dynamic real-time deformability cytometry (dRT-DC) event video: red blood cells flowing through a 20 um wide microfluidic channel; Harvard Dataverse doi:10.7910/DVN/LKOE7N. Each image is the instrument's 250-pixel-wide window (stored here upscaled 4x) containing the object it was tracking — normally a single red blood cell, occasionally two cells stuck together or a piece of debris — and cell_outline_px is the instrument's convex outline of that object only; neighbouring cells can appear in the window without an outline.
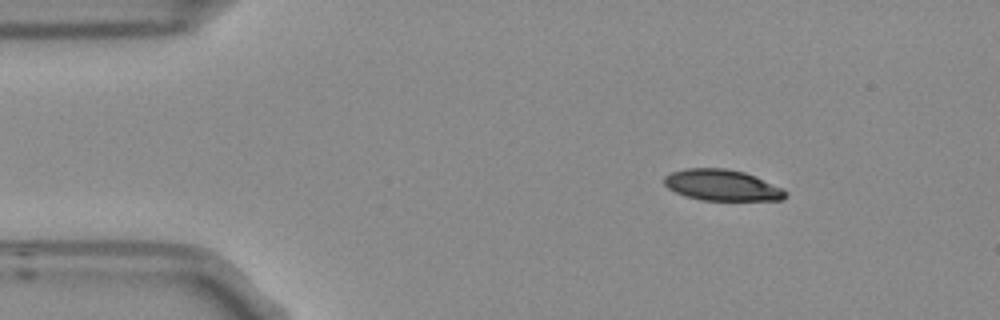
{"species": "Egyptian fruit bat (a non-hibernating species)", "species_latin": "Rousettus aegyptiacus", "temperature_condition": "room temperature", "stored_images_in_passage": 3, "segment_of_instrument_passage": [1, 2], "camera_frame_rate_fps": 3000, "um_per_image_px": 0.085, "frame": {"image": 1, "passage_image": 1, "time_ms": 0.0, "image_size_px": [1000, 320], "cell_outline_px": [[788, 196], [784, 200], [700, 200], [684, 196], [668, 188], [664, 184], [664, 176], [672, 172], [684, 168], [724, 168], [744, 172], [784, 188], [788, 192]], "centroid_in_image_um": [61.39, 15.75], "position_along_channel_um": 23.6, "area_um2": 22.14}}